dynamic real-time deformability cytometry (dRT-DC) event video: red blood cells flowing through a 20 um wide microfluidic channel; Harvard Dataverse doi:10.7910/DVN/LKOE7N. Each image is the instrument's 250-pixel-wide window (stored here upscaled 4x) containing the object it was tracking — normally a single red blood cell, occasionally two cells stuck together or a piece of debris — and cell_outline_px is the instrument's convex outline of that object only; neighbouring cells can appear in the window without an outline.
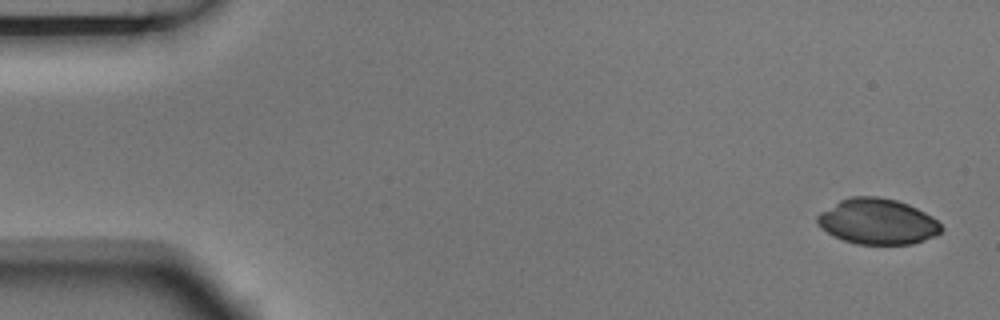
{"species": "Egyptian fruit bat (a non-hibernating species)", "species_latin": "Rousettus aegyptiacus", "temperature_condition": "room temperature", "stored_images_in_passage": 6, "camera_frame_rate_fps": 3000, "um_per_image_px": 0.085, "animal": {"sex": "male"}, "frame": {"image": 1, "passage_image": 1, "time_ms": 0.0, "image_size_px": [1000, 320], "cell_outline_px": [[944, 228], [936, 236], [912, 244], [856, 244], [832, 236], [820, 228], [816, 220], [816, 216], [820, 212], [840, 200], [852, 196], [880, 196], [896, 200], [908, 204], [932, 216]], "centroid_in_image_um": [74.57, 18.83], "position_along_channel_um": 10.4, "area_um2": 33.12}}
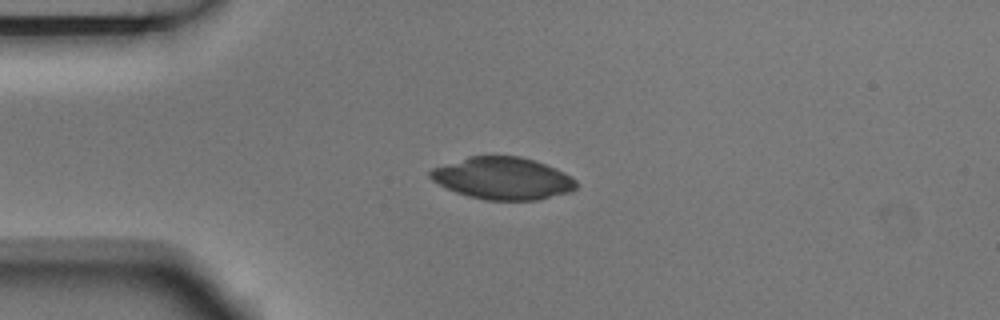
{"frame": {"image": 2, "passage_image": 4, "time_ms": 1.0, "image_size_px": [1000, 320], "cell_outline_px": [[576, 188], [568, 192], [536, 200], [484, 200], [468, 196], [456, 192], [432, 180], [428, 176], [428, 172], [432, 168], [468, 156], [520, 156], [556, 168], [572, 176], [576, 180]], "centroid_in_image_um": [42.72, 15.15], "position_along_channel_um": 42.3, "area_um2": 35.72}}